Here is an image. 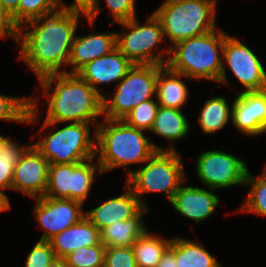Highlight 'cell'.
<instances>
[{
	"mask_svg": "<svg viewBox=\"0 0 266 267\" xmlns=\"http://www.w3.org/2000/svg\"><path fill=\"white\" fill-rule=\"evenodd\" d=\"M80 15L83 14L58 7L20 27L19 58L38 79L46 74L65 72L60 67L68 66Z\"/></svg>",
	"mask_w": 266,
	"mask_h": 267,
	"instance_id": "1",
	"label": "cell"
},
{
	"mask_svg": "<svg viewBox=\"0 0 266 267\" xmlns=\"http://www.w3.org/2000/svg\"><path fill=\"white\" fill-rule=\"evenodd\" d=\"M38 80L44 97L49 99L47 115L39 130L40 133L60 122L93 121L95 126L99 124L97 117L103 115V97L77 73L46 74ZM52 84L55 86L51 93Z\"/></svg>",
	"mask_w": 266,
	"mask_h": 267,
	"instance_id": "2",
	"label": "cell"
},
{
	"mask_svg": "<svg viewBox=\"0 0 266 267\" xmlns=\"http://www.w3.org/2000/svg\"><path fill=\"white\" fill-rule=\"evenodd\" d=\"M96 156L103 173L131 164H144L156 151H176L149 142L145 130L127 125L122 119H103L96 127Z\"/></svg>",
	"mask_w": 266,
	"mask_h": 267,
	"instance_id": "3",
	"label": "cell"
},
{
	"mask_svg": "<svg viewBox=\"0 0 266 267\" xmlns=\"http://www.w3.org/2000/svg\"><path fill=\"white\" fill-rule=\"evenodd\" d=\"M227 35L218 28L206 34L181 40L169 47L170 53L166 65L190 79H207L228 84L225 63L221 60Z\"/></svg>",
	"mask_w": 266,
	"mask_h": 267,
	"instance_id": "4",
	"label": "cell"
},
{
	"mask_svg": "<svg viewBox=\"0 0 266 267\" xmlns=\"http://www.w3.org/2000/svg\"><path fill=\"white\" fill-rule=\"evenodd\" d=\"M216 0H165L153 13L164 38L175 43L209 33L216 27Z\"/></svg>",
	"mask_w": 266,
	"mask_h": 267,
	"instance_id": "5",
	"label": "cell"
},
{
	"mask_svg": "<svg viewBox=\"0 0 266 267\" xmlns=\"http://www.w3.org/2000/svg\"><path fill=\"white\" fill-rule=\"evenodd\" d=\"M144 164L136 171H128L126 184L143 207H147L143 200L145 193H165L171 202L174 194L186 182L180 154L177 151H156Z\"/></svg>",
	"mask_w": 266,
	"mask_h": 267,
	"instance_id": "6",
	"label": "cell"
},
{
	"mask_svg": "<svg viewBox=\"0 0 266 267\" xmlns=\"http://www.w3.org/2000/svg\"><path fill=\"white\" fill-rule=\"evenodd\" d=\"M91 123H67L66 126L49 134L34 147L48 160L49 164L82 163L96 158V129L90 135Z\"/></svg>",
	"mask_w": 266,
	"mask_h": 267,
	"instance_id": "7",
	"label": "cell"
},
{
	"mask_svg": "<svg viewBox=\"0 0 266 267\" xmlns=\"http://www.w3.org/2000/svg\"><path fill=\"white\" fill-rule=\"evenodd\" d=\"M119 24L126 28V32L116 33L117 48L133 64H167L168 59L163 55L169 57L170 49L153 50L165 40L161 22L154 13L143 25L138 24L137 17Z\"/></svg>",
	"mask_w": 266,
	"mask_h": 267,
	"instance_id": "8",
	"label": "cell"
},
{
	"mask_svg": "<svg viewBox=\"0 0 266 267\" xmlns=\"http://www.w3.org/2000/svg\"><path fill=\"white\" fill-rule=\"evenodd\" d=\"M157 77L158 65L134 64L116 84L112 98L103 96V118L123 119L139 103L153 99Z\"/></svg>",
	"mask_w": 266,
	"mask_h": 267,
	"instance_id": "9",
	"label": "cell"
},
{
	"mask_svg": "<svg viewBox=\"0 0 266 267\" xmlns=\"http://www.w3.org/2000/svg\"><path fill=\"white\" fill-rule=\"evenodd\" d=\"M93 160L94 158L82 163L50 164L44 196L66 198L83 204L92 188L96 170L99 174L103 173L98 162L94 163Z\"/></svg>",
	"mask_w": 266,
	"mask_h": 267,
	"instance_id": "10",
	"label": "cell"
},
{
	"mask_svg": "<svg viewBox=\"0 0 266 267\" xmlns=\"http://www.w3.org/2000/svg\"><path fill=\"white\" fill-rule=\"evenodd\" d=\"M195 170L201 182L215 190L245 185L249 172L244 160L219 150L201 153L197 158Z\"/></svg>",
	"mask_w": 266,
	"mask_h": 267,
	"instance_id": "11",
	"label": "cell"
},
{
	"mask_svg": "<svg viewBox=\"0 0 266 267\" xmlns=\"http://www.w3.org/2000/svg\"><path fill=\"white\" fill-rule=\"evenodd\" d=\"M223 61L244 86L242 92L266 89V70L258 56L236 37L227 35L223 47Z\"/></svg>",
	"mask_w": 266,
	"mask_h": 267,
	"instance_id": "12",
	"label": "cell"
},
{
	"mask_svg": "<svg viewBox=\"0 0 266 267\" xmlns=\"http://www.w3.org/2000/svg\"><path fill=\"white\" fill-rule=\"evenodd\" d=\"M33 214L43 229L40 240L49 241L85 217L81 202L66 198L38 197Z\"/></svg>",
	"mask_w": 266,
	"mask_h": 267,
	"instance_id": "13",
	"label": "cell"
},
{
	"mask_svg": "<svg viewBox=\"0 0 266 267\" xmlns=\"http://www.w3.org/2000/svg\"><path fill=\"white\" fill-rule=\"evenodd\" d=\"M49 165L48 160L30 144L14 168L11 190L34 199L43 197L48 182Z\"/></svg>",
	"mask_w": 266,
	"mask_h": 267,
	"instance_id": "14",
	"label": "cell"
},
{
	"mask_svg": "<svg viewBox=\"0 0 266 267\" xmlns=\"http://www.w3.org/2000/svg\"><path fill=\"white\" fill-rule=\"evenodd\" d=\"M231 121L243 135L266 133V89L240 92L232 103Z\"/></svg>",
	"mask_w": 266,
	"mask_h": 267,
	"instance_id": "15",
	"label": "cell"
},
{
	"mask_svg": "<svg viewBox=\"0 0 266 267\" xmlns=\"http://www.w3.org/2000/svg\"><path fill=\"white\" fill-rule=\"evenodd\" d=\"M133 65L116 47L109 54L87 63L77 74L103 97L97 85L119 83Z\"/></svg>",
	"mask_w": 266,
	"mask_h": 267,
	"instance_id": "16",
	"label": "cell"
},
{
	"mask_svg": "<svg viewBox=\"0 0 266 267\" xmlns=\"http://www.w3.org/2000/svg\"><path fill=\"white\" fill-rule=\"evenodd\" d=\"M180 186L171 200L172 207L183 217L196 223L211 216L219 204V197L213 193L215 189L194 186Z\"/></svg>",
	"mask_w": 266,
	"mask_h": 267,
	"instance_id": "17",
	"label": "cell"
},
{
	"mask_svg": "<svg viewBox=\"0 0 266 267\" xmlns=\"http://www.w3.org/2000/svg\"><path fill=\"white\" fill-rule=\"evenodd\" d=\"M124 187H128L125 193L110 197L96 208L86 211L85 216L99 231L134 216L143 207L132 189L127 184Z\"/></svg>",
	"mask_w": 266,
	"mask_h": 267,
	"instance_id": "18",
	"label": "cell"
},
{
	"mask_svg": "<svg viewBox=\"0 0 266 267\" xmlns=\"http://www.w3.org/2000/svg\"><path fill=\"white\" fill-rule=\"evenodd\" d=\"M117 47L116 33H99L75 36L68 65L72 66L66 73H77L87 63L109 54Z\"/></svg>",
	"mask_w": 266,
	"mask_h": 267,
	"instance_id": "19",
	"label": "cell"
},
{
	"mask_svg": "<svg viewBox=\"0 0 266 267\" xmlns=\"http://www.w3.org/2000/svg\"><path fill=\"white\" fill-rule=\"evenodd\" d=\"M56 257L64 258L70 252L80 247H89L99 244V230L85 216L75 225L68 227L63 232L49 240Z\"/></svg>",
	"mask_w": 266,
	"mask_h": 267,
	"instance_id": "20",
	"label": "cell"
},
{
	"mask_svg": "<svg viewBox=\"0 0 266 267\" xmlns=\"http://www.w3.org/2000/svg\"><path fill=\"white\" fill-rule=\"evenodd\" d=\"M182 77L191 80L182 73L171 70L167 65H158L155 98L159 106L181 110V107L185 105L189 90L182 81Z\"/></svg>",
	"mask_w": 266,
	"mask_h": 267,
	"instance_id": "21",
	"label": "cell"
},
{
	"mask_svg": "<svg viewBox=\"0 0 266 267\" xmlns=\"http://www.w3.org/2000/svg\"><path fill=\"white\" fill-rule=\"evenodd\" d=\"M148 210L142 207L134 216L102 228L99 231L100 241L106 247L132 246L147 230L142 217Z\"/></svg>",
	"mask_w": 266,
	"mask_h": 267,
	"instance_id": "22",
	"label": "cell"
},
{
	"mask_svg": "<svg viewBox=\"0 0 266 267\" xmlns=\"http://www.w3.org/2000/svg\"><path fill=\"white\" fill-rule=\"evenodd\" d=\"M189 128V122L182 110L159 106L150 131L173 143L185 138Z\"/></svg>",
	"mask_w": 266,
	"mask_h": 267,
	"instance_id": "23",
	"label": "cell"
},
{
	"mask_svg": "<svg viewBox=\"0 0 266 267\" xmlns=\"http://www.w3.org/2000/svg\"><path fill=\"white\" fill-rule=\"evenodd\" d=\"M35 97H13L0 94V120L36 124L39 107Z\"/></svg>",
	"mask_w": 266,
	"mask_h": 267,
	"instance_id": "24",
	"label": "cell"
},
{
	"mask_svg": "<svg viewBox=\"0 0 266 267\" xmlns=\"http://www.w3.org/2000/svg\"><path fill=\"white\" fill-rule=\"evenodd\" d=\"M232 116V106L222 96H216L205 101L201 108L198 122L205 134H214L225 127Z\"/></svg>",
	"mask_w": 266,
	"mask_h": 267,
	"instance_id": "25",
	"label": "cell"
},
{
	"mask_svg": "<svg viewBox=\"0 0 266 267\" xmlns=\"http://www.w3.org/2000/svg\"><path fill=\"white\" fill-rule=\"evenodd\" d=\"M171 240L156 237L146 230L132 245L137 267H156Z\"/></svg>",
	"mask_w": 266,
	"mask_h": 267,
	"instance_id": "26",
	"label": "cell"
},
{
	"mask_svg": "<svg viewBox=\"0 0 266 267\" xmlns=\"http://www.w3.org/2000/svg\"><path fill=\"white\" fill-rule=\"evenodd\" d=\"M198 243V244H197ZM203 244L176 237V261L178 267H222Z\"/></svg>",
	"mask_w": 266,
	"mask_h": 267,
	"instance_id": "27",
	"label": "cell"
},
{
	"mask_svg": "<svg viewBox=\"0 0 266 267\" xmlns=\"http://www.w3.org/2000/svg\"><path fill=\"white\" fill-rule=\"evenodd\" d=\"M10 138L3 136L0 139V191L2 193H4L3 190H11L14 168L30 146H22Z\"/></svg>",
	"mask_w": 266,
	"mask_h": 267,
	"instance_id": "28",
	"label": "cell"
},
{
	"mask_svg": "<svg viewBox=\"0 0 266 267\" xmlns=\"http://www.w3.org/2000/svg\"><path fill=\"white\" fill-rule=\"evenodd\" d=\"M244 186H250L251 189L239 210L266 217V167L256 178L249 170Z\"/></svg>",
	"mask_w": 266,
	"mask_h": 267,
	"instance_id": "29",
	"label": "cell"
},
{
	"mask_svg": "<svg viewBox=\"0 0 266 267\" xmlns=\"http://www.w3.org/2000/svg\"><path fill=\"white\" fill-rule=\"evenodd\" d=\"M106 246L100 242L89 247H80L64 257L67 267H104Z\"/></svg>",
	"mask_w": 266,
	"mask_h": 267,
	"instance_id": "30",
	"label": "cell"
},
{
	"mask_svg": "<svg viewBox=\"0 0 266 267\" xmlns=\"http://www.w3.org/2000/svg\"><path fill=\"white\" fill-rule=\"evenodd\" d=\"M158 108L157 100H146L135 106L122 120L131 127L150 131Z\"/></svg>",
	"mask_w": 266,
	"mask_h": 267,
	"instance_id": "31",
	"label": "cell"
},
{
	"mask_svg": "<svg viewBox=\"0 0 266 267\" xmlns=\"http://www.w3.org/2000/svg\"><path fill=\"white\" fill-rule=\"evenodd\" d=\"M60 7L59 0H20L18 7V26L37 19L42 14Z\"/></svg>",
	"mask_w": 266,
	"mask_h": 267,
	"instance_id": "32",
	"label": "cell"
},
{
	"mask_svg": "<svg viewBox=\"0 0 266 267\" xmlns=\"http://www.w3.org/2000/svg\"><path fill=\"white\" fill-rule=\"evenodd\" d=\"M104 267H137L132 246L106 247Z\"/></svg>",
	"mask_w": 266,
	"mask_h": 267,
	"instance_id": "33",
	"label": "cell"
},
{
	"mask_svg": "<svg viewBox=\"0 0 266 267\" xmlns=\"http://www.w3.org/2000/svg\"><path fill=\"white\" fill-rule=\"evenodd\" d=\"M55 258L56 256L51 243L39 239L28 253L25 267H47V265Z\"/></svg>",
	"mask_w": 266,
	"mask_h": 267,
	"instance_id": "34",
	"label": "cell"
},
{
	"mask_svg": "<svg viewBox=\"0 0 266 267\" xmlns=\"http://www.w3.org/2000/svg\"><path fill=\"white\" fill-rule=\"evenodd\" d=\"M99 0H74L72 4L67 5L59 0L60 7L65 8L69 12H77L83 14L89 25L93 28L96 16L101 11ZM64 4V5H63Z\"/></svg>",
	"mask_w": 266,
	"mask_h": 267,
	"instance_id": "35",
	"label": "cell"
},
{
	"mask_svg": "<svg viewBox=\"0 0 266 267\" xmlns=\"http://www.w3.org/2000/svg\"><path fill=\"white\" fill-rule=\"evenodd\" d=\"M105 1L108 9L111 11L113 16V21L111 25L114 24L115 21L118 23L126 22L136 17L135 0H105Z\"/></svg>",
	"mask_w": 266,
	"mask_h": 267,
	"instance_id": "36",
	"label": "cell"
},
{
	"mask_svg": "<svg viewBox=\"0 0 266 267\" xmlns=\"http://www.w3.org/2000/svg\"><path fill=\"white\" fill-rule=\"evenodd\" d=\"M19 26L14 22L12 15L3 7L0 1V39L12 37L18 44Z\"/></svg>",
	"mask_w": 266,
	"mask_h": 267,
	"instance_id": "37",
	"label": "cell"
},
{
	"mask_svg": "<svg viewBox=\"0 0 266 267\" xmlns=\"http://www.w3.org/2000/svg\"><path fill=\"white\" fill-rule=\"evenodd\" d=\"M156 267H178L176 261V237H173L170 246L162 255Z\"/></svg>",
	"mask_w": 266,
	"mask_h": 267,
	"instance_id": "38",
	"label": "cell"
},
{
	"mask_svg": "<svg viewBox=\"0 0 266 267\" xmlns=\"http://www.w3.org/2000/svg\"><path fill=\"white\" fill-rule=\"evenodd\" d=\"M3 7L12 15L14 22L18 25V7L20 0H0Z\"/></svg>",
	"mask_w": 266,
	"mask_h": 267,
	"instance_id": "39",
	"label": "cell"
},
{
	"mask_svg": "<svg viewBox=\"0 0 266 267\" xmlns=\"http://www.w3.org/2000/svg\"><path fill=\"white\" fill-rule=\"evenodd\" d=\"M11 209V204L9 202V198L6 193H2L0 191V212H4Z\"/></svg>",
	"mask_w": 266,
	"mask_h": 267,
	"instance_id": "40",
	"label": "cell"
},
{
	"mask_svg": "<svg viewBox=\"0 0 266 267\" xmlns=\"http://www.w3.org/2000/svg\"><path fill=\"white\" fill-rule=\"evenodd\" d=\"M47 267H67L64 258L56 257L53 259Z\"/></svg>",
	"mask_w": 266,
	"mask_h": 267,
	"instance_id": "41",
	"label": "cell"
}]
</instances>
